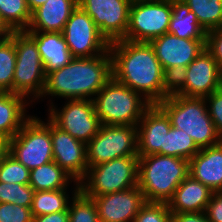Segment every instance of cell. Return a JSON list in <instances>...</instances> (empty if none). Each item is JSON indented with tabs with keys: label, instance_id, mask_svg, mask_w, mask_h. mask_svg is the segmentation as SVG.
Returning a JSON list of instances; mask_svg holds the SVG:
<instances>
[{
	"label": "cell",
	"instance_id": "1",
	"mask_svg": "<svg viewBox=\"0 0 222 222\" xmlns=\"http://www.w3.org/2000/svg\"><path fill=\"white\" fill-rule=\"evenodd\" d=\"M113 77L150 104L172 92V80L163 70L149 42L117 40L109 44Z\"/></svg>",
	"mask_w": 222,
	"mask_h": 222
},
{
	"label": "cell",
	"instance_id": "2",
	"mask_svg": "<svg viewBox=\"0 0 222 222\" xmlns=\"http://www.w3.org/2000/svg\"><path fill=\"white\" fill-rule=\"evenodd\" d=\"M113 77L110 50L89 57L74 58L63 68L46 74L41 97L46 95L69 100L91 99ZM91 97V98H90Z\"/></svg>",
	"mask_w": 222,
	"mask_h": 222
},
{
	"label": "cell",
	"instance_id": "3",
	"mask_svg": "<svg viewBox=\"0 0 222 222\" xmlns=\"http://www.w3.org/2000/svg\"><path fill=\"white\" fill-rule=\"evenodd\" d=\"M138 157V187L145 201L168 203L189 175V160L159 154Z\"/></svg>",
	"mask_w": 222,
	"mask_h": 222
},
{
	"label": "cell",
	"instance_id": "4",
	"mask_svg": "<svg viewBox=\"0 0 222 222\" xmlns=\"http://www.w3.org/2000/svg\"><path fill=\"white\" fill-rule=\"evenodd\" d=\"M157 105L166 113L171 126L185 131L200 149L222 141L209 116L205 98L171 92Z\"/></svg>",
	"mask_w": 222,
	"mask_h": 222
},
{
	"label": "cell",
	"instance_id": "5",
	"mask_svg": "<svg viewBox=\"0 0 222 222\" xmlns=\"http://www.w3.org/2000/svg\"><path fill=\"white\" fill-rule=\"evenodd\" d=\"M93 97L101 125L137 126L151 105L142 95L112 77Z\"/></svg>",
	"mask_w": 222,
	"mask_h": 222
},
{
	"label": "cell",
	"instance_id": "6",
	"mask_svg": "<svg viewBox=\"0 0 222 222\" xmlns=\"http://www.w3.org/2000/svg\"><path fill=\"white\" fill-rule=\"evenodd\" d=\"M138 163V156H124L90 167L79 189L88 197H97L138 186Z\"/></svg>",
	"mask_w": 222,
	"mask_h": 222
},
{
	"label": "cell",
	"instance_id": "7",
	"mask_svg": "<svg viewBox=\"0 0 222 222\" xmlns=\"http://www.w3.org/2000/svg\"><path fill=\"white\" fill-rule=\"evenodd\" d=\"M14 41L16 64L13 79V93L35 99L42 96L46 74L36 42L25 31H10Z\"/></svg>",
	"mask_w": 222,
	"mask_h": 222
},
{
	"label": "cell",
	"instance_id": "8",
	"mask_svg": "<svg viewBox=\"0 0 222 222\" xmlns=\"http://www.w3.org/2000/svg\"><path fill=\"white\" fill-rule=\"evenodd\" d=\"M8 152L30 171L53 160L51 120L31 118L8 141Z\"/></svg>",
	"mask_w": 222,
	"mask_h": 222
},
{
	"label": "cell",
	"instance_id": "9",
	"mask_svg": "<svg viewBox=\"0 0 222 222\" xmlns=\"http://www.w3.org/2000/svg\"><path fill=\"white\" fill-rule=\"evenodd\" d=\"M172 17V0H132L123 40L150 42L166 34Z\"/></svg>",
	"mask_w": 222,
	"mask_h": 222
},
{
	"label": "cell",
	"instance_id": "10",
	"mask_svg": "<svg viewBox=\"0 0 222 222\" xmlns=\"http://www.w3.org/2000/svg\"><path fill=\"white\" fill-rule=\"evenodd\" d=\"M88 168L124 156H138L137 127L134 125H101L86 144Z\"/></svg>",
	"mask_w": 222,
	"mask_h": 222
},
{
	"label": "cell",
	"instance_id": "11",
	"mask_svg": "<svg viewBox=\"0 0 222 222\" xmlns=\"http://www.w3.org/2000/svg\"><path fill=\"white\" fill-rule=\"evenodd\" d=\"M221 88L222 73L206 48L172 80V93L186 97L205 98Z\"/></svg>",
	"mask_w": 222,
	"mask_h": 222
},
{
	"label": "cell",
	"instance_id": "12",
	"mask_svg": "<svg viewBox=\"0 0 222 222\" xmlns=\"http://www.w3.org/2000/svg\"><path fill=\"white\" fill-rule=\"evenodd\" d=\"M62 35L74 58L99 56L109 49V42L99 32L92 18L79 6L72 12Z\"/></svg>",
	"mask_w": 222,
	"mask_h": 222
},
{
	"label": "cell",
	"instance_id": "13",
	"mask_svg": "<svg viewBox=\"0 0 222 222\" xmlns=\"http://www.w3.org/2000/svg\"><path fill=\"white\" fill-rule=\"evenodd\" d=\"M50 108L48 118L61 130L85 144L100 129L101 123L91 99L68 100L60 112L54 105L50 104Z\"/></svg>",
	"mask_w": 222,
	"mask_h": 222
},
{
	"label": "cell",
	"instance_id": "14",
	"mask_svg": "<svg viewBox=\"0 0 222 222\" xmlns=\"http://www.w3.org/2000/svg\"><path fill=\"white\" fill-rule=\"evenodd\" d=\"M149 43L171 80L206 48V40L179 38L172 33L163 34Z\"/></svg>",
	"mask_w": 222,
	"mask_h": 222
},
{
	"label": "cell",
	"instance_id": "15",
	"mask_svg": "<svg viewBox=\"0 0 222 222\" xmlns=\"http://www.w3.org/2000/svg\"><path fill=\"white\" fill-rule=\"evenodd\" d=\"M132 0H78L109 43L121 40L128 29Z\"/></svg>",
	"mask_w": 222,
	"mask_h": 222
},
{
	"label": "cell",
	"instance_id": "16",
	"mask_svg": "<svg viewBox=\"0 0 222 222\" xmlns=\"http://www.w3.org/2000/svg\"><path fill=\"white\" fill-rule=\"evenodd\" d=\"M53 160L75 181L81 182L88 171L86 144L64 132L51 121Z\"/></svg>",
	"mask_w": 222,
	"mask_h": 222
},
{
	"label": "cell",
	"instance_id": "17",
	"mask_svg": "<svg viewBox=\"0 0 222 222\" xmlns=\"http://www.w3.org/2000/svg\"><path fill=\"white\" fill-rule=\"evenodd\" d=\"M93 198L100 222H133L146 203L138 186Z\"/></svg>",
	"mask_w": 222,
	"mask_h": 222
},
{
	"label": "cell",
	"instance_id": "18",
	"mask_svg": "<svg viewBox=\"0 0 222 222\" xmlns=\"http://www.w3.org/2000/svg\"><path fill=\"white\" fill-rule=\"evenodd\" d=\"M136 127L138 156H147L157 154L164 147L165 133L169 132L171 123L157 104H151Z\"/></svg>",
	"mask_w": 222,
	"mask_h": 222
},
{
	"label": "cell",
	"instance_id": "19",
	"mask_svg": "<svg viewBox=\"0 0 222 222\" xmlns=\"http://www.w3.org/2000/svg\"><path fill=\"white\" fill-rule=\"evenodd\" d=\"M189 175L213 192H222V141L201 148L189 160Z\"/></svg>",
	"mask_w": 222,
	"mask_h": 222
},
{
	"label": "cell",
	"instance_id": "20",
	"mask_svg": "<svg viewBox=\"0 0 222 222\" xmlns=\"http://www.w3.org/2000/svg\"><path fill=\"white\" fill-rule=\"evenodd\" d=\"M78 0H47L31 13V21L26 31L62 32Z\"/></svg>",
	"mask_w": 222,
	"mask_h": 222
},
{
	"label": "cell",
	"instance_id": "21",
	"mask_svg": "<svg viewBox=\"0 0 222 222\" xmlns=\"http://www.w3.org/2000/svg\"><path fill=\"white\" fill-rule=\"evenodd\" d=\"M25 32L36 42L45 74L63 68L74 59L62 32Z\"/></svg>",
	"mask_w": 222,
	"mask_h": 222
},
{
	"label": "cell",
	"instance_id": "22",
	"mask_svg": "<svg viewBox=\"0 0 222 222\" xmlns=\"http://www.w3.org/2000/svg\"><path fill=\"white\" fill-rule=\"evenodd\" d=\"M213 191L188 175L168 202L171 213L205 212Z\"/></svg>",
	"mask_w": 222,
	"mask_h": 222
},
{
	"label": "cell",
	"instance_id": "23",
	"mask_svg": "<svg viewBox=\"0 0 222 222\" xmlns=\"http://www.w3.org/2000/svg\"><path fill=\"white\" fill-rule=\"evenodd\" d=\"M26 97L11 93L0 92V139L8 141L31 118L25 115Z\"/></svg>",
	"mask_w": 222,
	"mask_h": 222
},
{
	"label": "cell",
	"instance_id": "24",
	"mask_svg": "<svg viewBox=\"0 0 222 222\" xmlns=\"http://www.w3.org/2000/svg\"><path fill=\"white\" fill-rule=\"evenodd\" d=\"M167 33L195 40H206L207 36L196 15L183 0H172V17Z\"/></svg>",
	"mask_w": 222,
	"mask_h": 222
},
{
	"label": "cell",
	"instance_id": "25",
	"mask_svg": "<svg viewBox=\"0 0 222 222\" xmlns=\"http://www.w3.org/2000/svg\"><path fill=\"white\" fill-rule=\"evenodd\" d=\"M72 179L76 186H79L78 181H75L56 162L51 161L30 171L29 185L34 191L58 190L67 188L68 183L70 184L69 181L72 182Z\"/></svg>",
	"mask_w": 222,
	"mask_h": 222
},
{
	"label": "cell",
	"instance_id": "26",
	"mask_svg": "<svg viewBox=\"0 0 222 222\" xmlns=\"http://www.w3.org/2000/svg\"><path fill=\"white\" fill-rule=\"evenodd\" d=\"M200 151L194 140L185 131L171 126L165 133L164 147L157 153L159 155L181 157L190 160Z\"/></svg>",
	"mask_w": 222,
	"mask_h": 222
},
{
	"label": "cell",
	"instance_id": "27",
	"mask_svg": "<svg viewBox=\"0 0 222 222\" xmlns=\"http://www.w3.org/2000/svg\"><path fill=\"white\" fill-rule=\"evenodd\" d=\"M0 20L9 31H26L31 21L26 0H0Z\"/></svg>",
	"mask_w": 222,
	"mask_h": 222
},
{
	"label": "cell",
	"instance_id": "28",
	"mask_svg": "<svg viewBox=\"0 0 222 222\" xmlns=\"http://www.w3.org/2000/svg\"><path fill=\"white\" fill-rule=\"evenodd\" d=\"M67 188L58 190L34 191L31 211L33 217L67 211L70 198Z\"/></svg>",
	"mask_w": 222,
	"mask_h": 222
},
{
	"label": "cell",
	"instance_id": "29",
	"mask_svg": "<svg viewBox=\"0 0 222 222\" xmlns=\"http://www.w3.org/2000/svg\"><path fill=\"white\" fill-rule=\"evenodd\" d=\"M207 32L222 27V0H183Z\"/></svg>",
	"mask_w": 222,
	"mask_h": 222
},
{
	"label": "cell",
	"instance_id": "30",
	"mask_svg": "<svg viewBox=\"0 0 222 222\" xmlns=\"http://www.w3.org/2000/svg\"><path fill=\"white\" fill-rule=\"evenodd\" d=\"M15 64L14 41L9 36L0 38V92L13 93Z\"/></svg>",
	"mask_w": 222,
	"mask_h": 222
},
{
	"label": "cell",
	"instance_id": "31",
	"mask_svg": "<svg viewBox=\"0 0 222 222\" xmlns=\"http://www.w3.org/2000/svg\"><path fill=\"white\" fill-rule=\"evenodd\" d=\"M75 188L71 198L72 204L69 203L67 208L69 222H100L93 198L86 196L79 186Z\"/></svg>",
	"mask_w": 222,
	"mask_h": 222
},
{
	"label": "cell",
	"instance_id": "32",
	"mask_svg": "<svg viewBox=\"0 0 222 222\" xmlns=\"http://www.w3.org/2000/svg\"><path fill=\"white\" fill-rule=\"evenodd\" d=\"M34 189L29 184L0 182V203H12L23 207L32 206Z\"/></svg>",
	"mask_w": 222,
	"mask_h": 222
},
{
	"label": "cell",
	"instance_id": "33",
	"mask_svg": "<svg viewBox=\"0 0 222 222\" xmlns=\"http://www.w3.org/2000/svg\"><path fill=\"white\" fill-rule=\"evenodd\" d=\"M30 170L21 164L9 152L0 165V182L29 184Z\"/></svg>",
	"mask_w": 222,
	"mask_h": 222
},
{
	"label": "cell",
	"instance_id": "34",
	"mask_svg": "<svg viewBox=\"0 0 222 222\" xmlns=\"http://www.w3.org/2000/svg\"><path fill=\"white\" fill-rule=\"evenodd\" d=\"M133 222H172L168 203L146 202Z\"/></svg>",
	"mask_w": 222,
	"mask_h": 222
},
{
	"label": "cell",
	"instance_id": "35",
	"mask_svg": "<svg viewBox=\"0 0 222 222\" xmlns=\"http://www.w3.org/2000/svg\"><path fill=\"white\" fill-rule=\"evenodd\" d=\"M31 208L12 203H0V222H32Z\"/></svg>",
	"mask_w": 222,
	"mask_h": 222
},
{
	"label": "cell",
	"instance_id": "36",
	"mask_svg": "<svg viewBox=\"0 0 222 222\" xmlns=\"http://www.w3.org/2000/svg\"><path fill=\"white\" fill-rule=\"evenodd\" d=\"M205 101L210 106V108L208 106L207 109L209 116L222 140V88L206 96Z\"/></svg>",
	"mask_w": 222,
	"mask_h": 222
},
{
	"label": "cell",
	"instance_id": "37",
	"mask_svg": "<svg viewBox=\"0 0 222 222\" xmlns=\"http://www.w3.org/2000/svg\"><path fill=\"white\" fill-rule=\"evenodd\" d=\"M206 49L217 61L219 70L222 73V27L207 31Z\"/></svg>",
	"mask_w": 222,
	"mask_h": 222
},
{
	"label": "cell",
	"instance_id": "38",
	"mask_svg": "<svg viewBox=\"0 0 222 222\" xmlns=\"http://www.w3.org/2000/svg\"><path fill=\"white\" fill-rule=\"evenodd\" d=\"M210 222H222V192H213L205 210Z\"/></svg>",
	"mask_w": 222,
	"mask_h": 222
},
{
	"label": "cell",
	"instance_id": "39",
	"mask_svg": "<svg viewBox=\"0 0 222 222\" xmlns=\"http://www.w3.org/2000/svg\"><path fill=\"white\" fill-rule=\"evenodd\" d=\"M172 222H210L205 212L171 213Z\"/></svg>",
	"mask_w": 222,
	"mask_h": 222
},
{
	"label": "cell",
	"instance_id": "40",
	"mask_svg": "<svg viewBox=\"0 0 222 222\" xmlns=\"http://www.w3.org/2000/svg\"><path fill=\"white\" fill-rule=\"evenodd\" d=\"M32 222H69L68 211L55 212L33 217Z\"/></svg>",
	"mask_w": 222,
	"mask_h": 222
},
{
	"label": "cell",
	"instance_id": "41",
	"mask_svg": "<svg viewBox=\"0 0 222 222\" xmlns=\"http://www.w3.org/2000/svg\"><path fill=\"white\" fill-rule=\"evenodd\" d=\"M47 0H26L27 6L32 13L35 9L42 6Z\"/></svg>",
	"mask_w": 222,
	"mask_h": 222
},
{
	"label": "cell",
	"instance_id": "42",
	"mask_svg": "<svg viewBox=\"0 0 222 222\" xmlns=\"http://www.w3.org/2000/svg\"><path fill=\"white\" fill-rule=\"evenodd\" d=\"M7 153H8V142L0 139V165Z\"/></svg>",
	"mask_w": 222,
	"mask_h": 222
},
{
	"label": "cell",
	"instance_id": "43",
	"mask_svg": "<svg viewBox=\"0 0 222 222\" xmlns=\"http://www.w3.org/2000/svg\"><path fill=\"white\" fill-rule=\"evenodd\" d=\"M10 31L3 25V23L0 20V38L8 36Z\"/></svg>",
	"mask_w": 222,
	"mask_h": 222
}]
</instances>
